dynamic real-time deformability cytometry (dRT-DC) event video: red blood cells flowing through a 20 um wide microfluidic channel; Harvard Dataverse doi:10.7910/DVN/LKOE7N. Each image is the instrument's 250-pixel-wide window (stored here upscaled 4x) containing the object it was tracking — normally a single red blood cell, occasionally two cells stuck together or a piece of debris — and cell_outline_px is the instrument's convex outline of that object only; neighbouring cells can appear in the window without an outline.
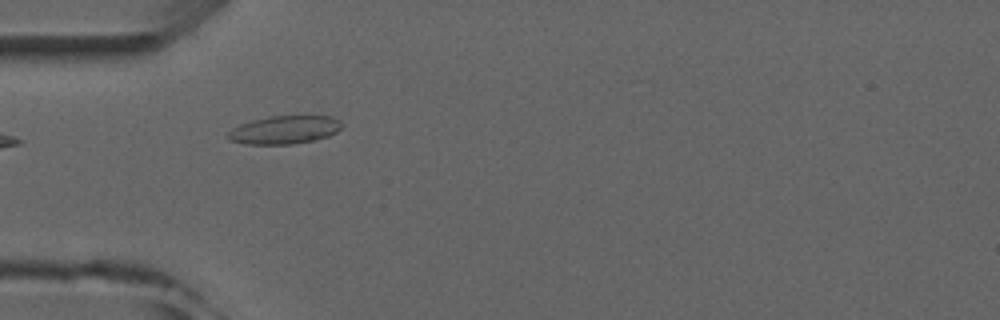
{"species": "common noctule bat (a hibernating species)", "species_latin": "Nyctalus noctula", "temperature_condition": "room temperature", "stored_images_in_passage": 6, "camera_frame_rate_fps": 3000, "um_per_image_px": 0.085, "animal": {"sex": "male", "forearm_length_mm": 52.5}, "frame": {"image": 1, "passage_image": 5, "time_ms": 4.667, "image_size_px": [1000, 320], "cell_outline_px": [[344, 124], [336, 132], [328, 136], [312, 140], [292, 144], [244, 144], [228, 140], [228, 132], [232, 128], [240, 124], [252, 120], [268, 116], [332, 116], [340, 120]], "centroid_in_image_um": [24.17, 11.03], "position_along_channel_um": 60.8, "area_um2": 18.73}}
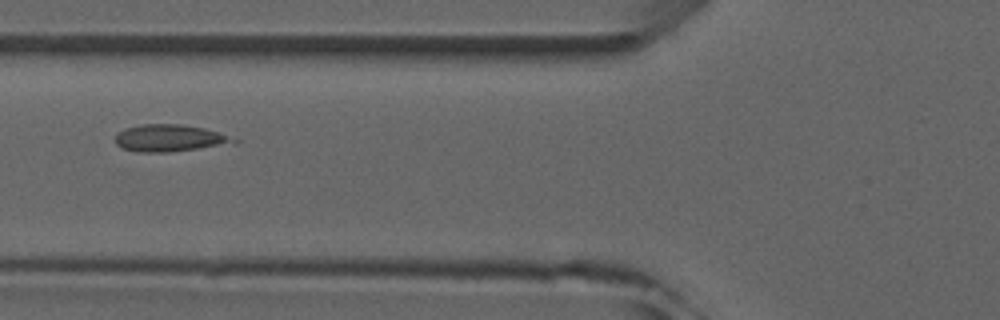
{"frame": {"image": 2, "passage_image": 6, "time_ms": 6.0, "image_size_px": [1000, 320], "cell_outline_px": [[240, 140], [236, 144], [168, 152], [136, 152], [120, 148], [116, 144], [116, 132], [124, 128], [140, 124], [184, 124], [204, 128]], "centroid_in_image_um": [14.4, 11.74], "position_along_channel_um": 111.4, "area_um2": 18.96}}